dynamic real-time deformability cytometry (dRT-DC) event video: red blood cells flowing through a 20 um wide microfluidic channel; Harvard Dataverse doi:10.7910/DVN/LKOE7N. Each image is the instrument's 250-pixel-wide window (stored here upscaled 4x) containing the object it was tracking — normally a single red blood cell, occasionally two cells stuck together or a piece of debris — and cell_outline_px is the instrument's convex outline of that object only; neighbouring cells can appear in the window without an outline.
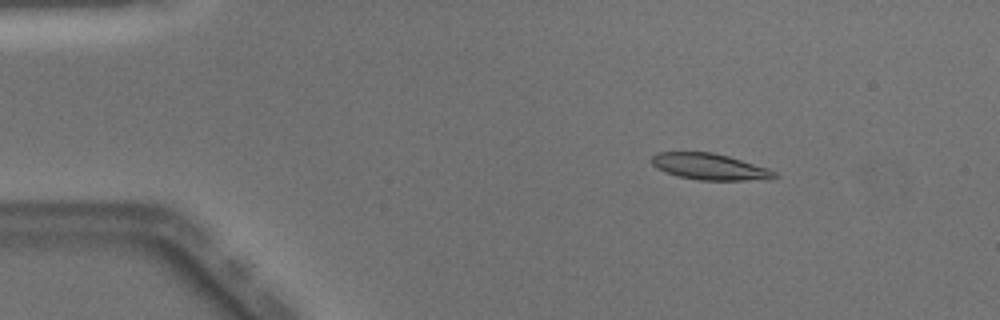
{"species": "Egyptian fruit bat (a non-hibernating species)", "species_latin": "Rousettus aegyptiacus", "temperature_condition": "warm", "stored_images_in_passage": 47, "camera_frame_rate_fps": 3000, "um_per_image_px": 0.085, "animal": {"sex": "male"}, "frame": {"image": 1, "passage_image": 5, "time_ms": 1.333, "image_size_px": [1000, 320], "cell_outline_px": [[780, 176], [772, 180], [700, 180], [676, 176], [664, 172], [656, 168], [652, 164], [652, 156], [656, 152], [712, 152], [728, 156], [768, 168], [776, 172]], "centroid_in_image_um": [60.35, 14.18], "position_along_channel_um": 24.6, "area_um2": 19.07}}
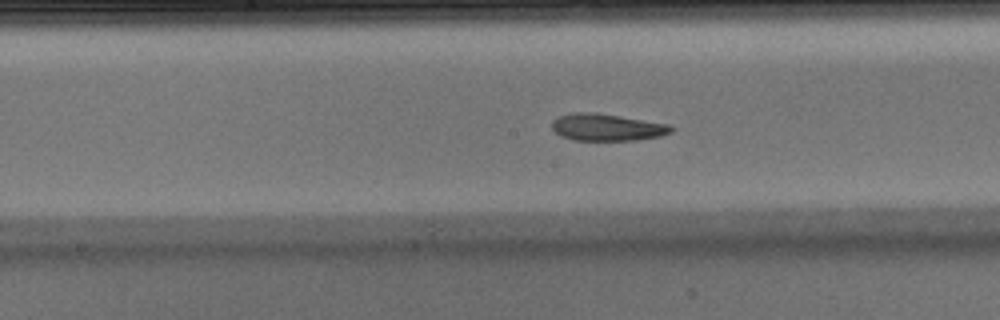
{"frame": {"image": 2, "passage_image": 23, "time_ms": 7.333, "image_size_px": [1000, 320], "cell_outline_px": [[676, 128], [672, 132], [660, 136], [636, 140], [576, 140], [560, 136], [552, 128], [552, 120], [556, 116], [572, 112], [596, 112], [672, 124]], "centroid_in_image_um": [51.62, 10.8], "position_along_channel_um": 196.6, "area_um2": 19.13}}
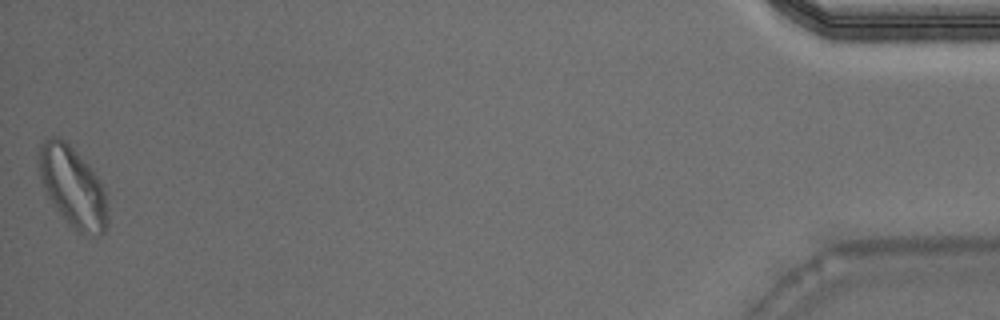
{"frame": {"image": 3, "passage_image": 47, "time_ms": 15.333, "image_size_px": [1000, 320], "cell_outline_px": [[108, 224], [104, 232], [96, 236], [76, 232], [68, 224], [52, 204], [40, 180], [36, 164], [36, 156], [40, 144], [44, 140], [52, 136], [60, 136], [68, 140], [92, 168], [100, 180], [104, 192], [108, 212]], "centroid_in_image_um": [6.15, 15.83], "position_along_channel_um": 429.1, "area_um2": 33.23}, "authors_computed_cell_mechanics": {"area_um2": 19.4208, "velocity_mm_per_s": 4.0517, "shape_relaxation_time_tau1_ms": 7.1337, "shape_relaxation_time_tau2_ms": 4.5996, "deformation_change_tau1": 0.2087, "deformation_change_tau2": 0.1391}}